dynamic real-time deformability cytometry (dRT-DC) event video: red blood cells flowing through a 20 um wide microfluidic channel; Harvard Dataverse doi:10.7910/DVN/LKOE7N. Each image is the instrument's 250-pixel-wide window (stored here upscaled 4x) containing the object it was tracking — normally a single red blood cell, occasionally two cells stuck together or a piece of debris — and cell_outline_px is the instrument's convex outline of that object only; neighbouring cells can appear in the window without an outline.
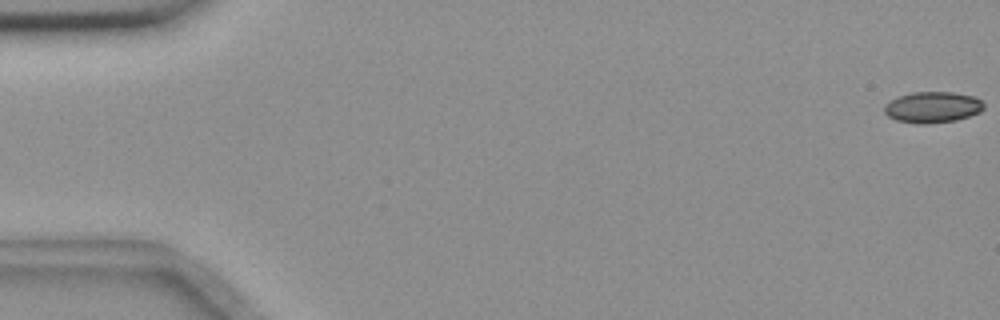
{"species": "common noctule bat (a hibernating species)", "species_latin": "Nyctalus noctula", "temperature_condition": "room temperature", "stored_images_in_passage": 57, "camera_frame_rate_fps": 3000, "um_per_image_px": 0.085, "animal": {"sex": "female", "body_mass_g": 18.4}, "frame": {"image": 1, "passage_image": 1, "time_ms": 0.0, "image_size_px": [1000, 320], "cell_outline_px": [[984, 108], [980, 112], [956, 120], [928, 124], [920, 124], [896, 120], [888, 116], [884, 112], [884, 104], [896, 96], [912, 92], [952, 92], [972, 96], [980, 100], [984, 104]], "centroid_in_image_um": [79.23, 9.11], "position_along_channel_um": 5.8, "area_um2": 18.09}}
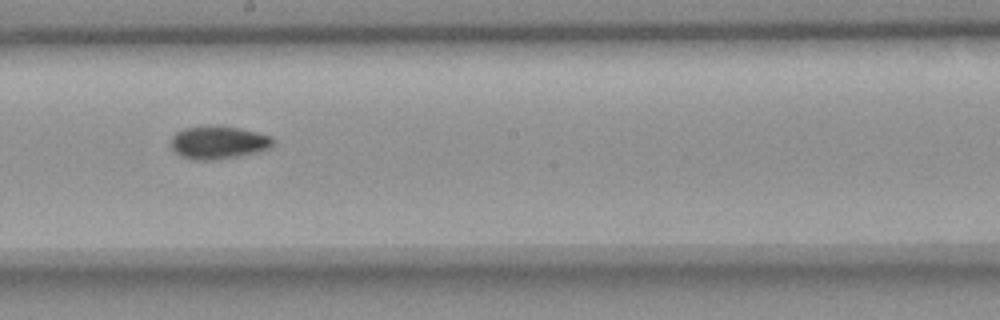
{"frame": {"image": 2, "passage_image": 32, "time_ms": 10.333, "image_size_px": [1000, 320], "cell_outline_px": [[276, 140], [268, 148], [256, 152], [240, 156], [216, 160], [192, 160], [180, 156], [172, 148], [172, 136], [176, 132], [184, 128], [208, 124], [240, 128], [272, 136]], "centroid_in_image_um": [18.55, 12.1], "position_along_channel_um": 229.6, "area_um2": 19.88}}
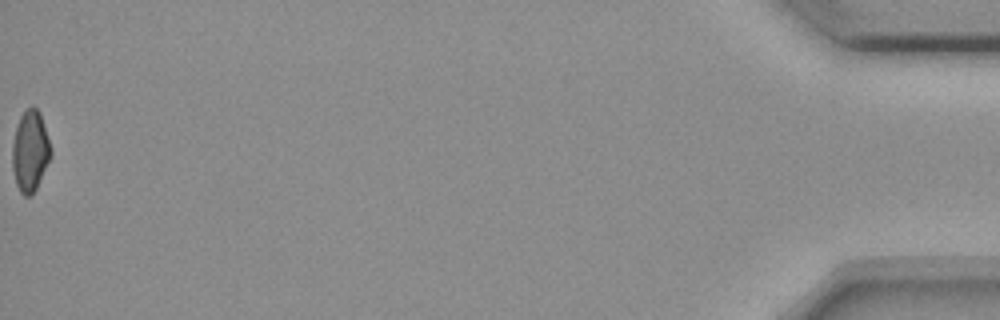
{"frame": {"image": 3, "passage_image": 57, "time_ms": 18.667, "image_size_px": [1000, 320], "cell_outline_px": [[52, 152], [36, 188], [28, 196], [24, 196], [20, 192], [16, 184], [12, 168], [12, 144], [16, 128], [20, 116], [24, 108], [32, 104], [40, 112]], "centroid_in_image_um": [2.54, 12.79], "position_along_channel_um": 432.7, "area_um2": 18.03}, "authors_computed_cell_mechanics": {"area_um2": 18.785, "velocity_mm_per_s": 3.6479, "shape_relaxation_time_tau1_ms": null, "shape_relaxation_time_tau2_ms": 4.2361, "deformation_change_tau1": null, "deformation_change_tau2": 0.0854}}